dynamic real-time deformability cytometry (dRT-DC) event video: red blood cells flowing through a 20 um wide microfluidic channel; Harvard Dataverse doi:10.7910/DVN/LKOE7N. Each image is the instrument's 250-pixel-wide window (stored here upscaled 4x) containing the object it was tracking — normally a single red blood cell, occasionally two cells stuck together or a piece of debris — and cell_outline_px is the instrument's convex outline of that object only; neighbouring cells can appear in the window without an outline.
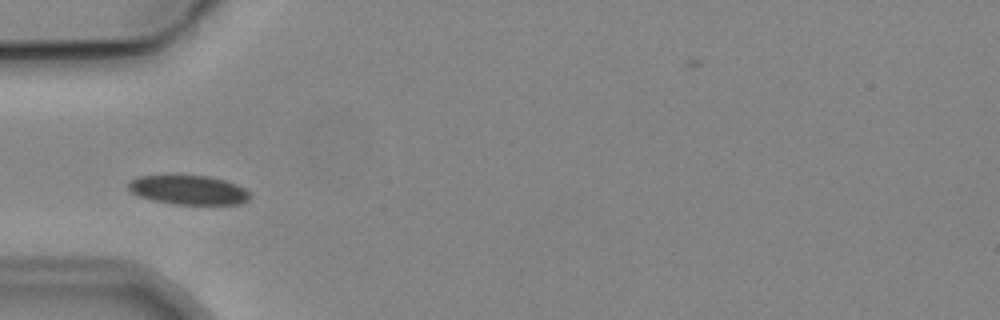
{"species": "common noctule bat (a hibernating species)", "species_latin": "Nyctalus noctula", "temperature_condition": "cold", "stored_images_in_passage": 7, "camera_frame_rate_fps": 3000, "um_per_image_px": 0.085, "animal": {"sex": "male", "body_mass_g": 19.2, "forearm_length_mm": 51.8}, "frame": {"image": 1, "passage_image": 3, "time_ms": 3.333, "image_size_px": [1000, 320], "cell_outline_px": [[252, 196], [248, 200], [240, 204], [172, 204], [152, 200], [136, 196], [128, 188], [128, 184], [132, 180], [140, 176], [208, 176], [224, 180], [236, 184], [244, 188]], "centroid_in_image_um": [16.03, 16.16], "position_along_channel_um": 69.0, "area_um2": 20.58}}
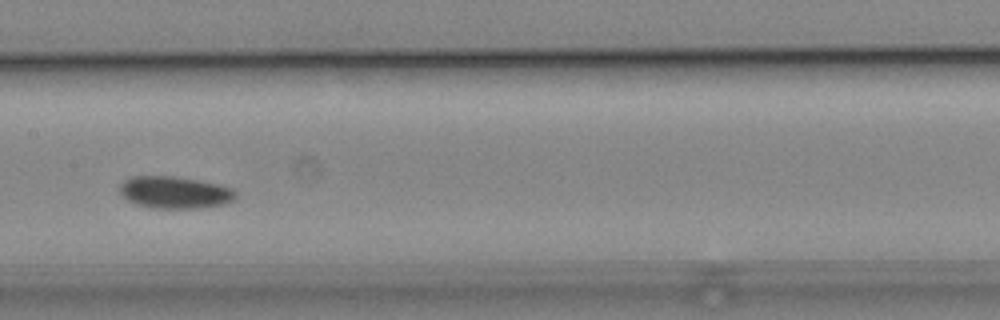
{"frame": {"image": 2, "passage_image": 6, "time_ms": 6.667, "image_size_px": [1000, 320], "cell_outline_px": [[236, 196], [232, 200], [224, 204], [204, 208], [152, 208], [136, 204], [128, 200], [120, 192], [120, 184], [124, 180], [132, 176], [172, 176], [200, 180], [220, 184], [232, 188], [236, 192]], "centroid_in_image_um": [14.87, 16.35], "position_along_channel_um": 192.5, "area_um2": 21.79}}
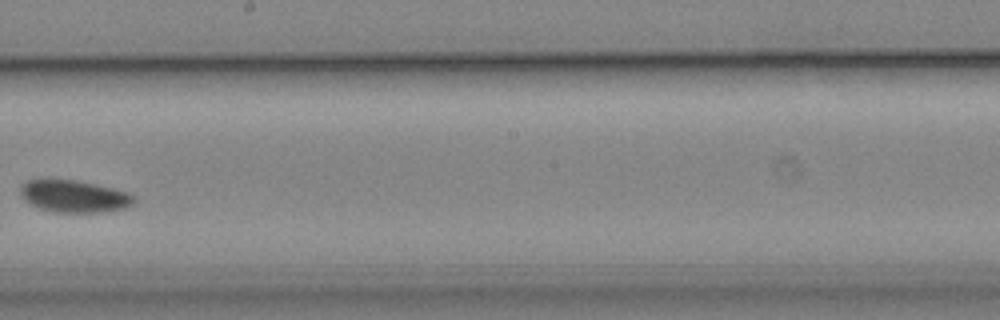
{"frame": {"image": 3, "passage_image": 7, "time_ms": 8.0, "image_size_px": [1000, 320], "cell_outline_px": [[136, 204], [124, 208], [100, 212], [52, 212], [40, 208], [32, 204], [20, 192], [20, 188], [28, 180], [76, 180], [112, 188], [128, 192], [136, 200]], "centroid_in_image_um": [6.36, 16.69], "position_along_channel_um": 241.8, "area_um2": 20.87}}